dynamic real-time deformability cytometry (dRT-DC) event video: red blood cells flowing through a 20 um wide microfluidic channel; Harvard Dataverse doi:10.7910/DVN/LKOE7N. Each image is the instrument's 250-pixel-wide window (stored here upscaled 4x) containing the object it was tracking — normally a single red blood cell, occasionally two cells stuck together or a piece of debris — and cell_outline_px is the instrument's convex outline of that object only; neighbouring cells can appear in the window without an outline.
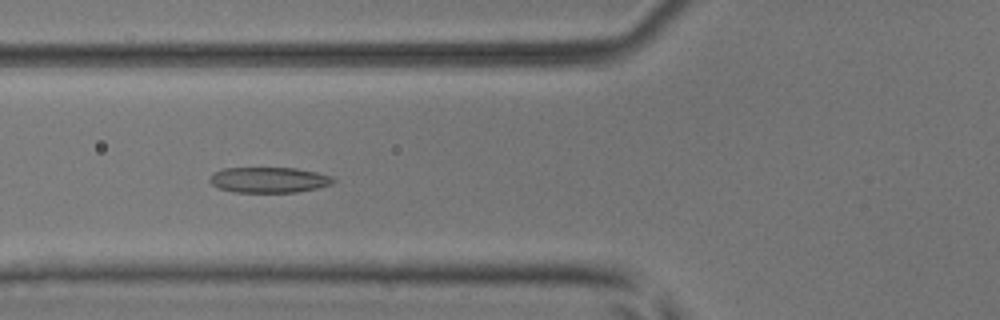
{"species": "common noctule bat (a hibernating species)", "species_latin": "Nyctalus noctula", "temperature_condition": "room temperature", "stored_images_in_passage": 54, "camera_frame_rate_fps": 3000, "um_per_image_px": 0.085, "animal": {"sex": "male", "body_mass_g": 17.9, "forearm_length_mm": 54.2}, "frame": {"image": 1, "passage_image": 21, "time_ms": 6.667, "image_size_px": [1000, 320], "cell_outline_px": [[336, 180], [332, 184], [316, 188], [296, 192], [236, 192], [220, 188], [212, 184], [208, 180], [212, 172], [224, 168], [296, 168], [316, 172], [332, 176]], "centroid_in_image_um": [22.85, 15.28], "position_along_channel_um": 103.0, "area_um2": 18.38}}
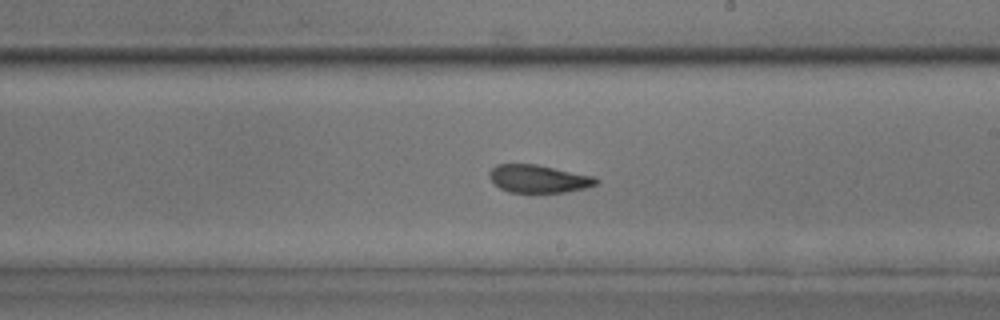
{"frame": {"image": 2, "passage_image": 32, "time_ms": 10.333, "image_size_px": [1000, 320], "cell_outline_px": [[600, 180], [596, 184], [584, 188], [564, 192], [508, 192], [492, 184], [488, 176], [488, 172], [496, 164], [536, 164], [596, 176]], "centroid_in_image_um": [45.75, 15.19], "position_along_channel_um": 243.3, "area_um2": 17.51}}
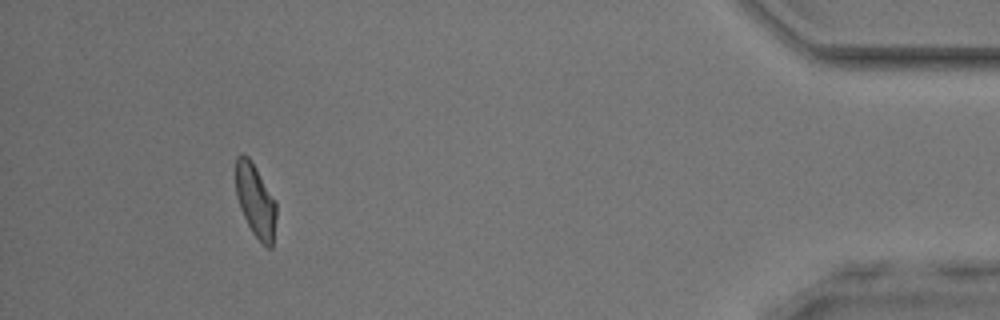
{"frame": {"image": 3, "passage_image": 50, "time_ms": 16.333, "image_size_px": [1000, 320], "cell_outline_px": [[276, 216], [272, 248], [268, 248], [252, 232], [240, 208], [236, 196], [236, 156], [240, 152], [244, 152], [252, 160], [276, 200]], "centroid_in_image_um": [21.71, 16.98], "position_along_channel_um": 413.5, "area_um2": 17.46}, "authors_computed_cell_mechanics": {"area_um2": 18.4093, "velocity_mm_per_s": 3.8493, "shape_relaxation_time_tau1_ms": 5.4803, "shape_relaxation_time_tau2_ms": 2.4942, "deformation_change_tau1": 0.1498, "deformation_change_tau2": 0.106}}